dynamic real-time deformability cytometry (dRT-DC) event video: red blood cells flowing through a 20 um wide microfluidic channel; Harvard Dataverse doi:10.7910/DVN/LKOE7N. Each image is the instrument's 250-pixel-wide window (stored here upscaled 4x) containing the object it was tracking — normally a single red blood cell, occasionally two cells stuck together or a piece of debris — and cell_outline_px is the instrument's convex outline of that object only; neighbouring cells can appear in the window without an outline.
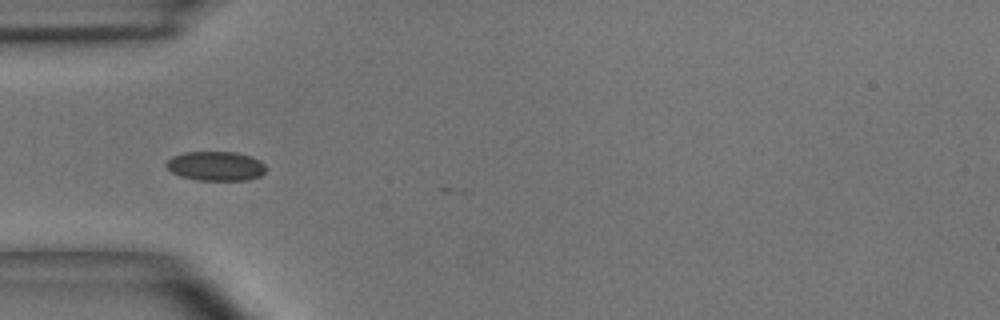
{"species": "common noctule bat (a hibernating species)", "species_latin": "Nyctalus noctula", "temperature_condition": "room temperature", "stored_images_in_passage": 5, "camera_frame_rate_fps": 3000, "um_per_image_px": 0.085, "animal": {"sex": "male", "body_mass_g": 15.6}, "frame": {"image": 1, "passage_image": 3, "time_ms": 0.667, "image_size_px": [1000, 320], "cell_outline_px": [[268, 168], [260, 176], [248, 180], [196, 180], [180, 176], [172, 172], [164, 164], [172, 156], [184, 152], [236, 152], [252, 156], [260, 160]], "centroid_in_image_um": [18.36, 14.11], "position_along_channel_um": 66.6, "area_um2": 17.22}}